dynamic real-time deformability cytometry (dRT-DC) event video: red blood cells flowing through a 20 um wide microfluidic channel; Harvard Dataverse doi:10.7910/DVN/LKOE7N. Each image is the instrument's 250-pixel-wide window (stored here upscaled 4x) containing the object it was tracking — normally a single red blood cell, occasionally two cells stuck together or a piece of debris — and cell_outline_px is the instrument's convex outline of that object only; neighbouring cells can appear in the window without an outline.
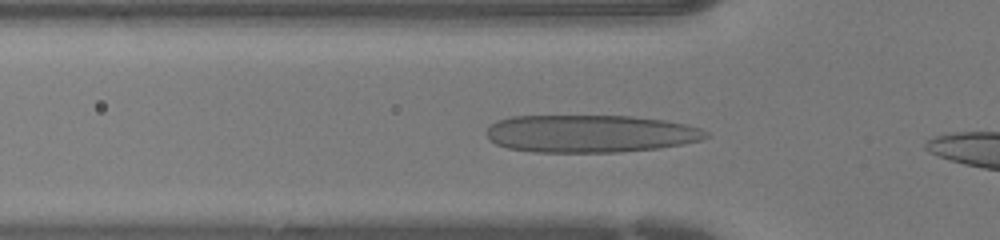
{"species": "human", "species_latin": "Homo sapiens", "temperature_condition": "warm", "stored_images_in_passage": 19, "camera_frame_rate_fps": 3000, "um_per_image_px": 0.085, "donor": {"sex": "female"}, "frame": {"image": 1, "passage_image": 3, "time_ms": 0.667, "image_size_px": [1000, 240], "cell_outline_px": [[708, 136], [700, 140], [684, 144], [660, 148], [620, 152], [532, 152], [508, 148], [496, 144], [488, 140], [484, 132], [496, 120], [512, 116], [632, 116], [668, 120], [688, 124], [700, 128], [708, 132]], "centroid_in_image_um": [50.17, 11.36], "position_along_channel_um": 75.6, "area_um2": 48.61}}
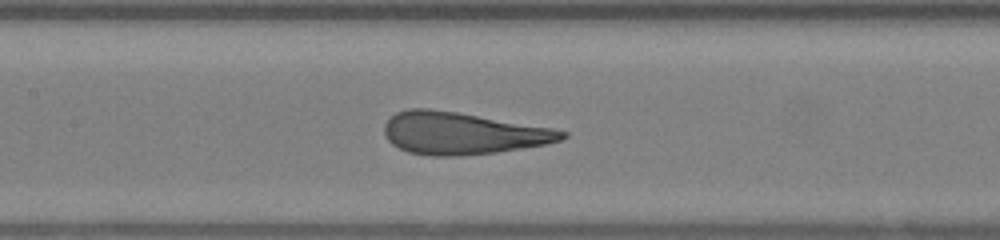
{"frame": {"image": 2, "passage_image": 9, "time_ms": 2.667, "image_size_px": [1000, 240], "cell_outline_px": [[568, 136], [560, 140], [548, 144], [496, 152], [460, 156], [432, 156], [408, 152], [392, 144], [388, 140], [384, 132], [384, 124], [396, 112], [408, 108], [428, 108], [456, 112], [552, 128], [568, 132]], "centroid_in_image_um": [39.29, 11.33], "position_along_channel_um": 168.1, "area_um2": 43.47}}
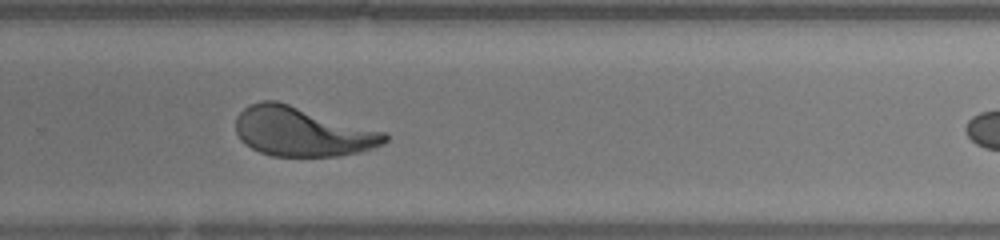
{"frame": {"image": 3, "passage_image": 18, "time_ms": 5.667, "image_size_px": [1000, 240], "cell_outline_px": [[388, 140], [384, 144], [360, 152], [340, 156], [272, 156], [260, 152], [244, 144], [240, 140], [236, 132], [236, 116], [244, 108], [260, 100], [276, 100], [384, 132], [388, 136]], "centroid_in_image_um": [25.66, 11.2], "position_along_channel_um": 304.1, "area_um2": 42.71}}